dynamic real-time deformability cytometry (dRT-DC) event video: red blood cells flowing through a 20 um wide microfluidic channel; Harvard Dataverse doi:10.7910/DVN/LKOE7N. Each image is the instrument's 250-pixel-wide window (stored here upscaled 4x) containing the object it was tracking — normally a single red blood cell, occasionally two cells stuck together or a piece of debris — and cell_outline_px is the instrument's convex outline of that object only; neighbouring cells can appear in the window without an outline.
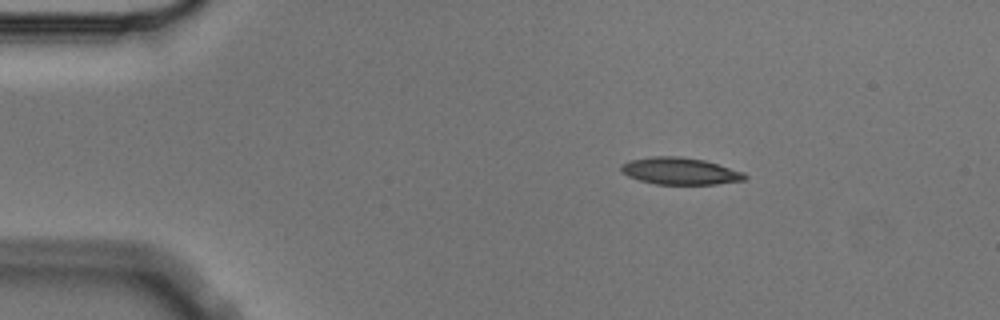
{"species": "Egyptian fruit bat (a non-hibernating species)", "species_latin": "Rousettus aegyptiacus", "temperature_condition": "cold", "stored_images_in_passage": 2, "camera_frame_rate_fps": 3000, "um_per_image_px": 0.085, "animal": {"sex": "male"}, "frame": {"image": 1, "passage_image": 1, "time_ms": 0.0, "image_size_px": [1000, 320], "cell_outline_px": [[748, 176], [744, 180], [716, 184], [656, 184], [640, 180], [628, 176], [620, 172], [620, 164], [628, 160], [652, 156], [680, 156], [704, 160], [744, 172]], "centroid_in_image_um": [57.76, 14.53], "position_along_channel_um": 27.2, "area_um2": 19.54}}